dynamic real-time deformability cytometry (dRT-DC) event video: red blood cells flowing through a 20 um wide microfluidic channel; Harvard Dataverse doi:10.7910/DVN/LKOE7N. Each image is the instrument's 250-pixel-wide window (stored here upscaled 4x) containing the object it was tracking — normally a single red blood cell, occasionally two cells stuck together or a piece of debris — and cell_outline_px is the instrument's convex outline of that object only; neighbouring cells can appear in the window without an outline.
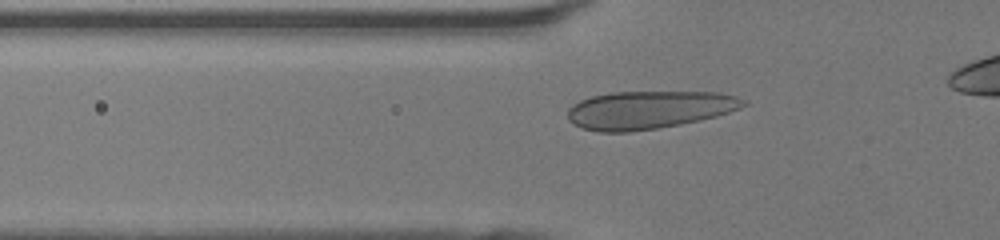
{"species": "human", "species_latin": "Homo sapiens", "temperature_condition": "room temperature", "stored_images_in_passage": 34, "camera_frame_rate_fps": 3000, "um_per_image_px": 0.085, "donor": {"sex": "female"}, "frame": {"image": 1, "passage_image": 8, "time_ms": 2.333, "image_size_px": [1000, 240], "cell_outline_px": [[748, 104], [740, 108], [716, 116], [700, 120], [660, 128], [628, 132], [596, 132], [572, 124], [568, 120], [568, 108], [572, 104], [580, 100], [592, 96], [612, 92], [716, 92], [736, 96], [744, 100]], "centroid_in_image_um": [55.13, 9.34], "position_along_channel_um": 70.7, "area_um2": 38.96}}
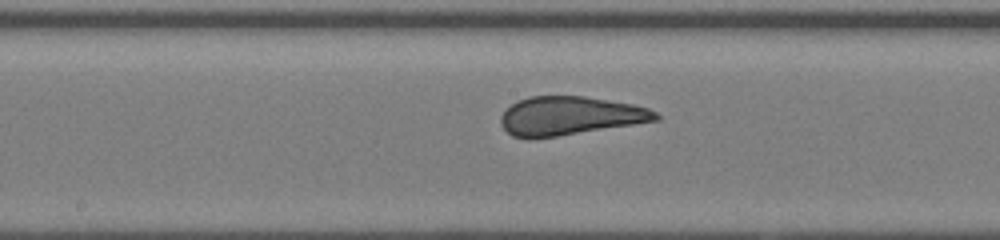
{"frame": {"image": 2, "passage_image": 17, "time_ms": 5.333, "image_size_px": [1000, 240], "cell_outline_px": [[660, 120], [556, 136], [528, 140], [512, 136], [500, 124], [500, 116], [516, 100], [528, 96], [584, 96], [632, 104], [648, 108], [656, 112], [660, 116]], "centroid_in_image_um": [48.4, 9.85], "position_along_channel_um": 199.8, "area_um2": 34.91}}
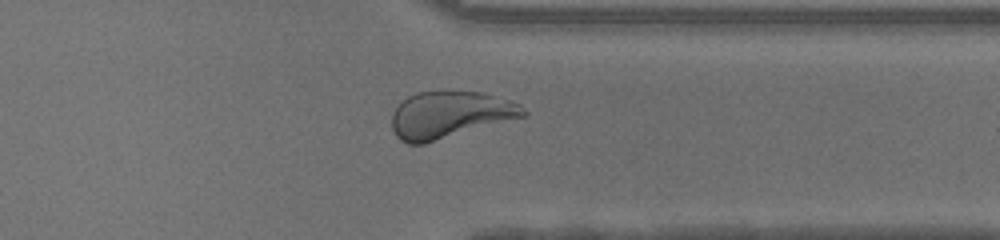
{"frame": {"image": 3, "passage_image": 29, "time_ms": 9.333, "image_size_px": [1000, 240], "cell_outline_px": [[528, 112], [524, 116], [424, 144], [408, 144], [400, 140], [396, 136], [392, 128], [392, 112], [408, 96], [416, 92], [484, 92], [520, 104]], "centroid_in_image_um": [38.21, 9.76], "position_along_channel_um": 373.2, "area_um2": 35.49}}